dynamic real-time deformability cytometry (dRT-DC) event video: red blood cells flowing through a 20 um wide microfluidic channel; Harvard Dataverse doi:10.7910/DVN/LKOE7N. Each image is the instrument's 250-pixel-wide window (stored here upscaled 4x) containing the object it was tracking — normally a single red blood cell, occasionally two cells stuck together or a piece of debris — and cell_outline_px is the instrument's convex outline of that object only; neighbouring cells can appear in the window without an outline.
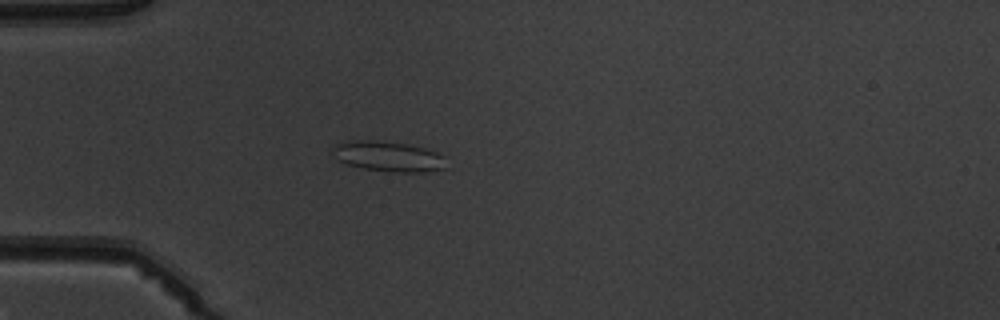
{"species": "common noctule bat (a hibernating species)", "species_latin": "Nyctalus noctula", "temperature_condition": "warm", "stored_images_in_passage": 4, "camera_frame_rate_fps": 3000, "um_per_image_px": 0.085, "animal": {"sex": "male", "body_mass_g": 19.5, "forearm_length_mm": 54.6}, "frame": {"image": 1, "passage_image": 4, "time_ms": 3.667, "image_size_px": [1000, 320], "cell_outline_px": [[444, 168], [424, 172], [388, 172], [364, 168], [348, 164], [336, 160], [332, 156], [332, 144], [352, 140], [372, 140], [408, 144], [424, 148], [436, 152], [444, 156]], "centroid_in_image_um": [32.93, 13.29], "position_along_channel_um": 52.1, "area_um2": 20.11}}